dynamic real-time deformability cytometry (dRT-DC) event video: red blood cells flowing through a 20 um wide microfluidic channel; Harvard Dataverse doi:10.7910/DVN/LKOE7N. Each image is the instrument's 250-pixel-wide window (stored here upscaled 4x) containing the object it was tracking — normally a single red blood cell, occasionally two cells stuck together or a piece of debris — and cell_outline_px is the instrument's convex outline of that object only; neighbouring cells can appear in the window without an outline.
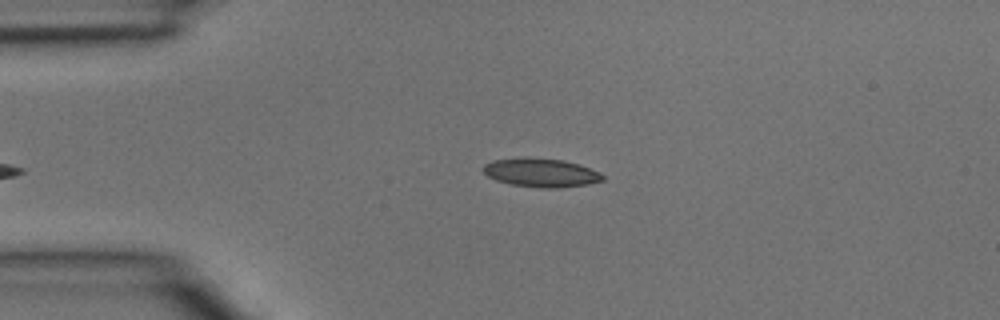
{"species": "common noctule bat (a hibernating species)", "species_latin": "Nyctalus noctula", "temperature_condition": "room temperature", "stored_images_in_passage": 5, "camera_frame_rate_fps": 3000, "um_per_image_px": 0.085, "animal": {"sex": "male", "body_mass_g": 15.6}, "frame": {"image": 1, "passage_image": 5, "time_ms": 1.333, "image_size_px": [1000, 320], "cell_outline_px": [[604, 180], [588, 184], [556, 188], [544, 188], [512, 184], [496, 180], [488, 176], [480, 168], [484, 164], [492, 160], [524, 156], [560, 160], [576, 164], [600, 172], [604, 176]], "centroid_in_image_um": [45.93, 14.66], "position_along_channel_um": 39.1, "area_um2": 19.94}}